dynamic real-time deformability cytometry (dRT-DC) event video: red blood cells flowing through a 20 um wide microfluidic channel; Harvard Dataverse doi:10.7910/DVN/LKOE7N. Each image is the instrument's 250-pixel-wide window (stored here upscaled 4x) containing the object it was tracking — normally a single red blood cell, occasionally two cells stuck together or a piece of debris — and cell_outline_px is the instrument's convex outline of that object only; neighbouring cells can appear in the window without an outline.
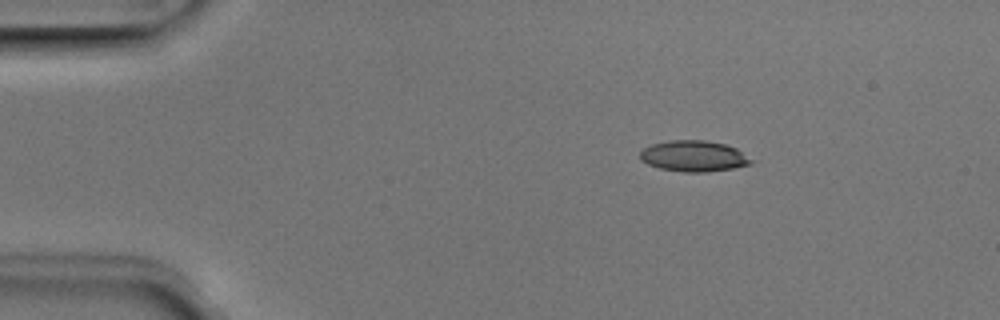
{"species": "Egyptian fruit bat (a non-hibernating species)", "species_latin": "Rousettus aegyptiacus", "temperature_condition": "room temperature", "stored_images_in_passage": 3, "camera_frame_rate_fps": 3000, "um_per_image_px": 0.085, "animal": {"sex": "male"}, "frame": {"image": 1, "passage_image": 1, "time_ms": 0.0, "image_size_px": [1000, 320], "cell_outline_px": [[756, 160], [752, 164], [732, 168], [708, 172], [684, 172], [660, 168], [648, 164], [640, 160], [640, 152], [644, 148], [652, 144], [672, 140], [704, 140], [724, 144], [736, 148]], "centroid_in_image_um": [59.01, 13.27], "position_along_channel_um": 26.0, "area_um2": 20.11}}